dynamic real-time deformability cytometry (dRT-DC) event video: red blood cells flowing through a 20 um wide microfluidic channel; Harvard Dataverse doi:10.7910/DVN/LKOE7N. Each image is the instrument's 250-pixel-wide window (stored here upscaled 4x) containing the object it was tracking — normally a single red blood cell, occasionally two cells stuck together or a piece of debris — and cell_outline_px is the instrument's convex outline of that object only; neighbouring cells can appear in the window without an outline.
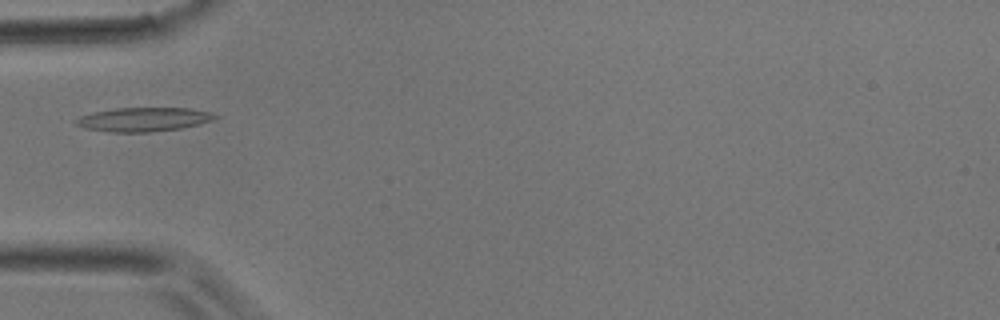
{"species": "common noctule bat (a hibernating species)", "species_latin": "Nyctalus noctula", "temperature_condition": "room temperature", "stored_images_in_passage": 4, "camera_frame_rate_fps": 3000, "um_per_image_px": 0.085, "animal": {"sex": "male", "body_mass_g": 17.9}, "frame": {"image": 1, "passage_image": 3, "time_ms": 0.667, "image_size_px": [1000, 320], "cell_outline_px": [[220, 116], [212, 120], [200, 124], [180, 128], [148, 132], [108, 132], [84, 128], [76, 124], [72, 120], [80, 116], [92, 112], [116, 108], [188, 108], [212, 112]], "centroid_in_image_um": [12.18, 10.15], "position_along_channel_um": 72.8, "area_um2": 19.54}}
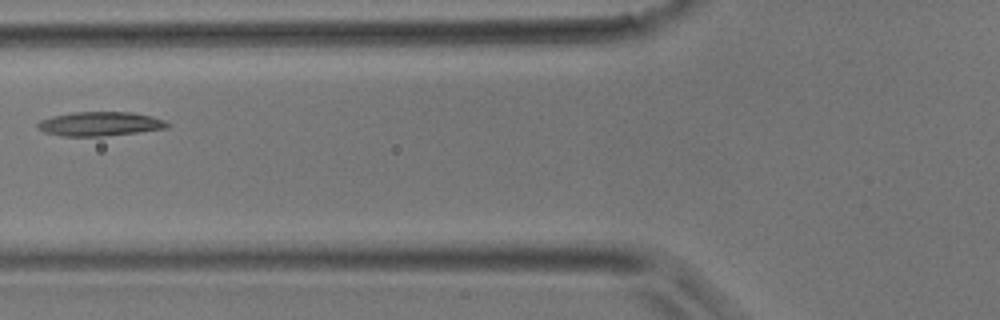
{"frame": {"image": 2, "passage_image": 4, "time_ms": 1.0, "image_size_px": [1000, 320], "cell_outline_px": [[172, 124], [168, 128], [104, 136], [64, 136], [44, 132], [36, 128], [36, 124], [40, 120], [52, 116], [72, 112], [132, 112], [152, 116], [164, 120]], "centroid_in_image_um": [8.49, 10.52], "position_along_channel_um": 117.3, "area_um2": 18.32}}